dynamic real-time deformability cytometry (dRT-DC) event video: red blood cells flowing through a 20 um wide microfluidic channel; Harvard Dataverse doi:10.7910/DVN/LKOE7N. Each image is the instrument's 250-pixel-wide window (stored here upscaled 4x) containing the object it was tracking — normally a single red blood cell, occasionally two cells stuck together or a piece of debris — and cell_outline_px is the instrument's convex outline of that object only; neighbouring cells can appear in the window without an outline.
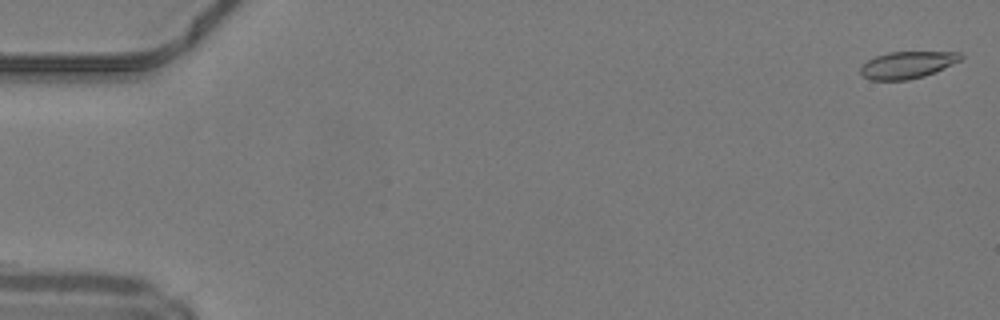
{"species": "common noctule bat (a hibernating species)", "species_latin": "Nyctalus noctula", "temperature_condition": "warm", "stored_images_in_passage": 29, "camera_frame_rate_fps": 3000, "um_per_image_px": 0.085, "animal": {"sex": "male", "body_mass_g": 19.2, "forearm_length_mm": 51.8}, "frame": {"image": 1, "passage_image": 1, "time_ms": 0.0, "image_size_px": [1000, 320], "cell_outline_px": [[964, 56], [960, 60], [936, 72], [924, 76], [908, 80], [868, 80], [860, 72], [860, 68], [868, 60], [876, 56], [888, 52], [960, 52]], "centroid_in_image_um": [77.13, 5.52], "position_along_channel_um": 7.9, "area_um2": 15.72}}
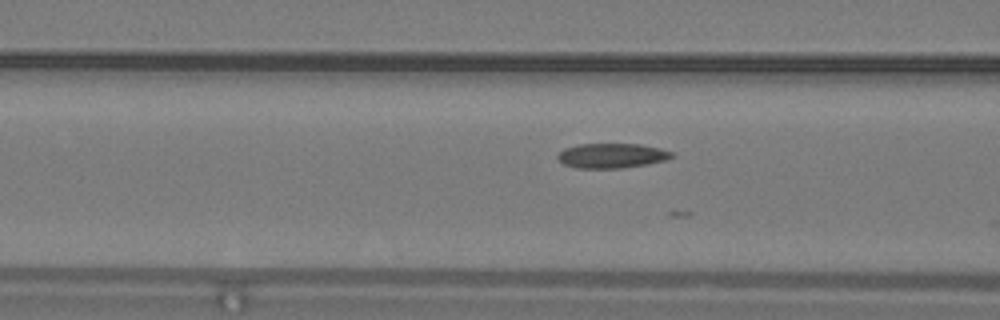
{"frame": {"image": 2, "passage_image": 20, "time_ms": 6.333, "image_size_px": [1000, 320], "cell_outline_px": [[676, 156], [668, 160], [648, 164], [620, 168], [576, 168], [564, 164], [556, 156], [564, 148], [580, 144], [640, 144], [660, 148], [672, 152]], "centroid_in_image_um": [52.04, 13.23], "position_along_channel_um": 114.6, "area_um2": 16.53}}
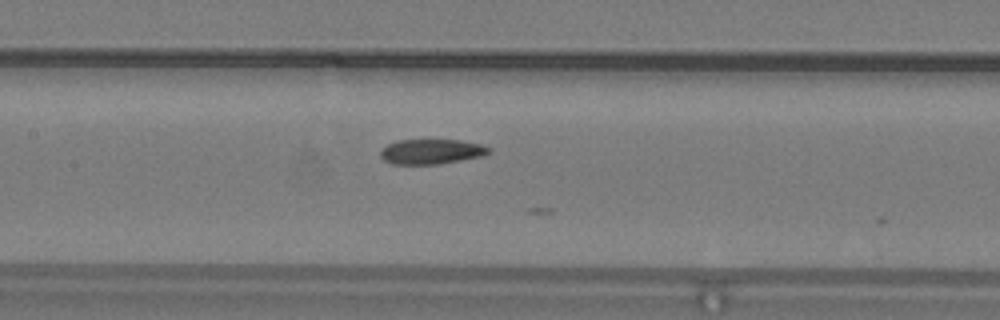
{"frame": {"image": 3, "passage_image": 24, "time_ms": 7.667, "image_size_px": [1000, 320], "cell_outline_px": [[492, 152], [484, 156], [440, 164], [392, 164], [384, 160], [380, 156], [380, 152], [388, 144], [396, 140], [460, 140], [480, 144], [492, 148]], "centroid_in_image_um": [36.71, 12.89], "position_along_channel_um": 170.7, "area_um2": 15.9}}